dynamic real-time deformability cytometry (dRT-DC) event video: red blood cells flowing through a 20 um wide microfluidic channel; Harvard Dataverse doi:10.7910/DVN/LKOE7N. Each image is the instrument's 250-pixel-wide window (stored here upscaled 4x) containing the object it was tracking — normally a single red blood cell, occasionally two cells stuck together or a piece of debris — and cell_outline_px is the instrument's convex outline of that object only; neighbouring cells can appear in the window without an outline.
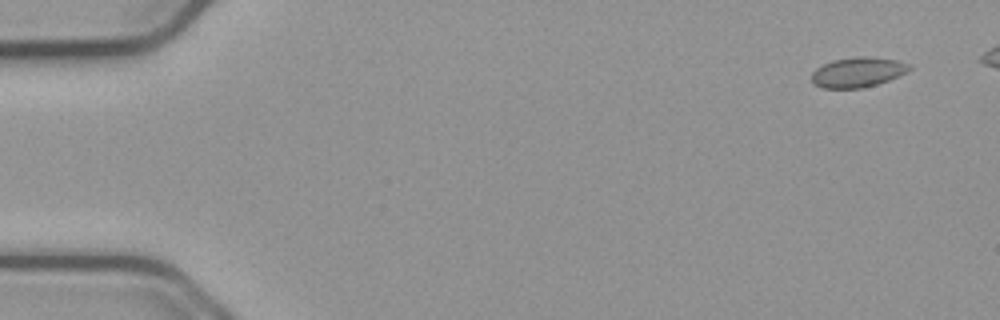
{"species": "common noctule bat (a hibernating species)", "species_latin": "Nyctalus noctula", "temperature_condition": "cold", "stored_images_in_passage": 47, "camera_frame_rate_fps": 3000, "um_per_image_px": 0.085, "animal": {"sex": "male", "body_mass_g": 23.1, "forearm_length_mm": 52.7}, "frame": {"image": 1, "passage_image": 1, "time_ms": 0.0, "image_size_px": [1000, 320], "cell_outline_px": [[912, 68], [908, 72], [888, 80], [876, 84], [860, 88], [824, 88], [816, 84], [812, 80], [812, 72], [816, 68], [832, 60], [856, 56], [864, 56], [896, 60], [912, 64]], "centroid_in_image_um": [72.94, 6.12], "position_along_channel_um": 12.1, "area_um2": 16.99}}
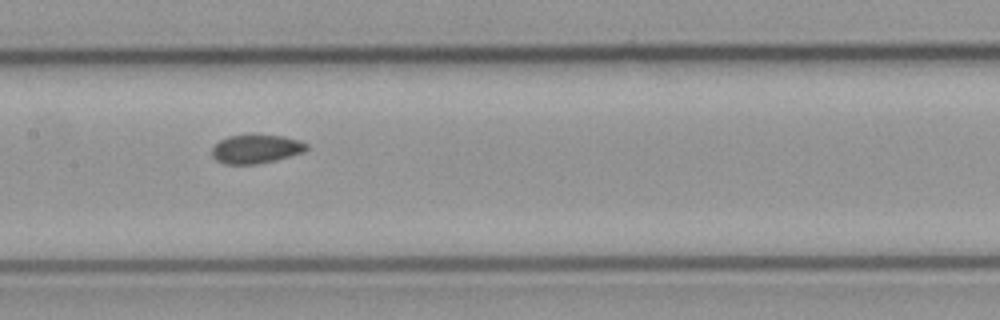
{"frame": {"image": 2, "passage_image": 25, "time_ms": 8.0, "image_size_px": [1000, 320], "cell_outline_px": [[308, 148], [304, 152], [276, 160], [256, 164], [224, 164], [216, 160], [212, 156], [212, 148], [220, 140], [228, 136], [284, 136], [300, 140], [308, 144]], "centroid_in_image_um": [21.78, 12.68], "position_along_channel_um": 185.6, "area_um2": 15.66}}
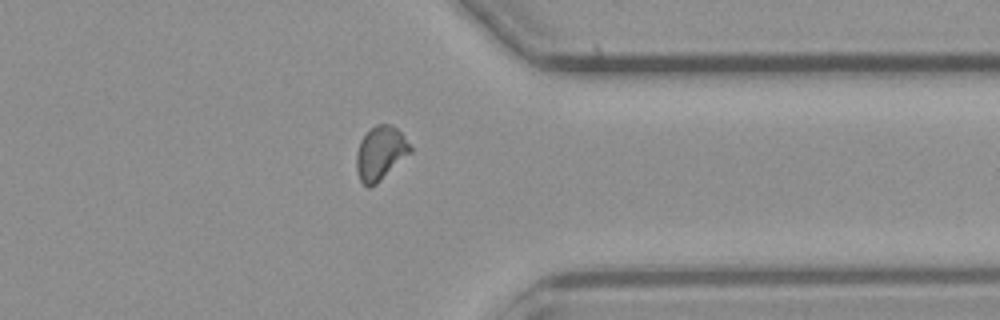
{"frame": {"image": 3, "passage_image": 41, "time_ms": 13.333, "image_size_px": [1000, 320], "cell_outline_px": [[412, 152], [376, 184], [368, 188], [360, 180], [356, 172], [356, 152], [360, 140], [368, 128], [376, 124], [392, 124], [400, 132], [412, 148]], "centroid_in_image_um": [32.31, 13.0], "position_along_channel_um": 379.1, "area_um2": 17.05}}